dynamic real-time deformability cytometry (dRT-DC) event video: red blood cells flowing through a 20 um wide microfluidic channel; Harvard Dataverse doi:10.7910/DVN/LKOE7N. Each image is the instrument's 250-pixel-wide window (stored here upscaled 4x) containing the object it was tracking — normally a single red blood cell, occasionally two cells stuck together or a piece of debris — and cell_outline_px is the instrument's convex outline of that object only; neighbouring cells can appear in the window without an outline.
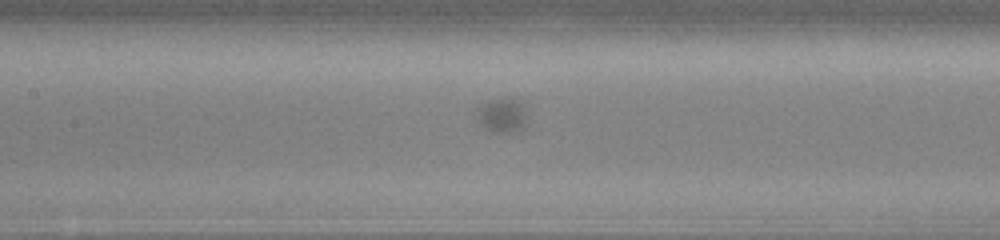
{"species": "common noctule bat (a hibernating species)", "species_latin": "Nyctalus noctula", "temperature_condition": "cold", "stored_images_in_passage": 61, "camera_frame_rate_fps": 3000, "um_per_image_px": 0.085, "animal": {"sex": "male", "body_mass_g": 13.0, "forearm_length_mm": 53.1}, "frame": {"image": 1, "passage_image": 30, "time_ms": 9.667, "image_size_px": [1000, 240], "cell_outline_px": [[524, 124], [516, 132], [496, 132], [480, 124], [476, 112], [480, 104], [488, 100], [504, 96], [516, 96], [524, 104]], "centroid_in_image_um": [42.67, 9.7], "position_along_channel_um": 164.7, "area_um2": 10.23}}
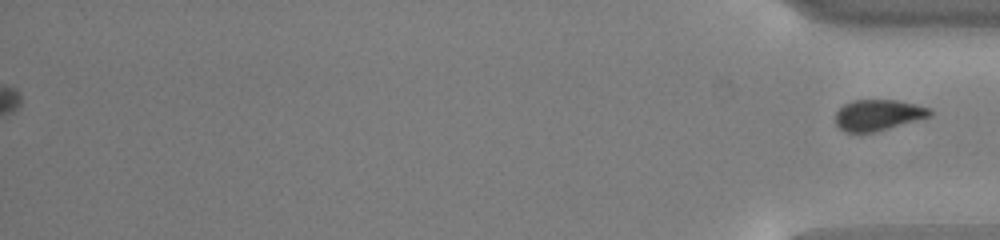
{"frame": {"image": 2, "passage_image": 61, "time_ms": 20.0, "image_size_px": [1000, 240], "cell_outline_px": [[932, 116], [888, 128], [872, 132], [844, 132], [836, 124], [836, 112], [844, 104], [852, 100], [896, 100], [916, 104], [932, 108]], "centroid_in_image_um": [74.66, 9.76], "position_along_channel_um": 360.5, "area_um2": 16.99}}